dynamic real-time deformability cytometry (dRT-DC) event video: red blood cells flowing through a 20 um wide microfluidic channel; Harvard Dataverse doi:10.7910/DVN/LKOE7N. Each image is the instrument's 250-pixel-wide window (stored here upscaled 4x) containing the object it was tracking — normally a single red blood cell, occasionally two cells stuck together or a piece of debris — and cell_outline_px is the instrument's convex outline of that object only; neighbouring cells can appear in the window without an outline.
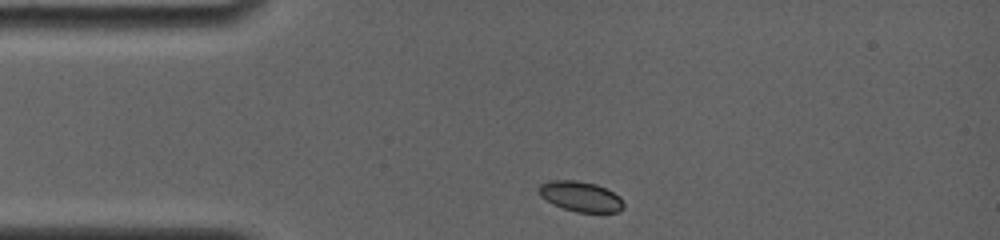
{"species": "common noctule bat (a hibernating species)", "species_latin": "Nyctalus noctula", "temperature_condition": "room temperature", "stored_images_in_passage": 4, "camera_frame_rate_fps": 4000, "um_per_image_px": 0.085, "animal": {"sex": "female", "body_mass_g": 19.0, "forearm_length_mm": 56.7}, "frame": {"image": 1, "passage_image": 1, "time_ms": 0.0, "image_size_px": [1000, 240], "cell_outline_px": [[624, 208], [616, 212], [576, 212], [552, 204], [540, 196], [536, 188], [540, 184], [548, 180], [576, 180], [596, 184], [620, 196], [624, 204]], "centroid_in_image_um": [49.31, 16.69], "position_along_channel_um": 35.7, "area_um2": 15.03}}
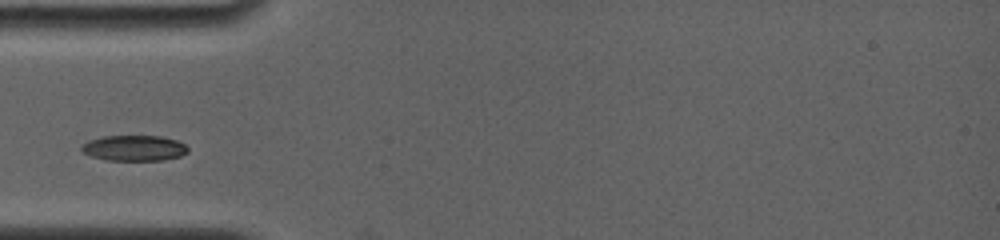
{"frame": {"image": 2, "passage_image": 3, "time_ms": 1.75, "image_size_px": [1000, 240], "cell_outline_px": [[188, 152], [180, 156], [164, 160], [104, 160], [80, 152], [80, 144], [88, 140], [104, 136], [160, 136], [176, 140], [184, 144], [188, 148]], "centroid_in_image_um": [11.35, 12.59], "position_along_channel_um": 73.7, "area_um2": 16.01}}